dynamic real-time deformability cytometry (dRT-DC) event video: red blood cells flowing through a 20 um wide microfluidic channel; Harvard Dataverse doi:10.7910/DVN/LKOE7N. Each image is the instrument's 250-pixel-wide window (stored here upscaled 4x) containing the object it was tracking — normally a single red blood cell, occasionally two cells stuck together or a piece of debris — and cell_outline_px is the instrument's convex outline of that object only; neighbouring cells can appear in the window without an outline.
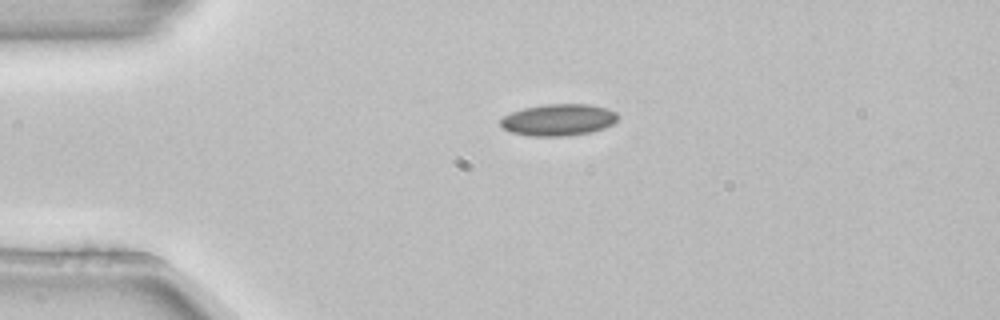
{"species": "common noctule bat (a hibernating species)", "species_latin": "Nyctalus noctula", "temperature_condition": "room temperature", "stored_images_in_passage": 2, "camera_frame_rate_fps": 3000, "um_per_image_px": 0.085, "animal": {"sex": "female", "body_mass_g": 22.7, "forearm_length_mm": 54.2}, "frame": {"image": 1, "passage_image": 2, "time_ms": 0.333, "image_size_px": [1000, 320], "cell_outline_px": [[620, 116], [612, 124], [604, 128], [592, 132], [568, 136], [528, 136], [512, 132], [504, 128], [500, 124], [500, 120], [504, 116], [512, 112], [524, 108], [544, 104], [588, 104], [608, 108], [616, 112]], "centroid_in_image_um": [47.5, 10.19], "position_along_channel_um": 37.5, "area_um2": 21.79}}